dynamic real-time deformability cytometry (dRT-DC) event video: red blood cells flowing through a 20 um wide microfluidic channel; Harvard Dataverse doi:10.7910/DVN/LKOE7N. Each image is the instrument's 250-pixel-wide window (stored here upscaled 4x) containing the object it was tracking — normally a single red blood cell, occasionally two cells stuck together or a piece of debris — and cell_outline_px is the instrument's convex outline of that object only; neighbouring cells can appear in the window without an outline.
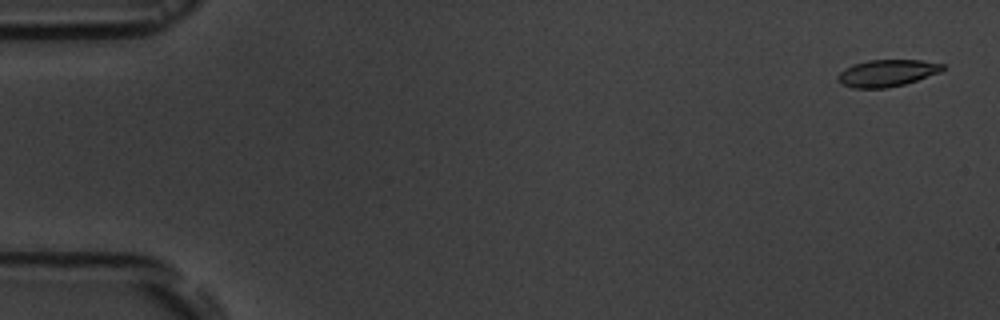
{"species": "common noctule bat (a hibernating species)", "species_latin": "Nyctalus noctula", "temperature_condition": "room temperature", "stored_images_in_passage": 7, "camera_frame_rate_fps": 3000, "um_per_image_px": 0.085, "animal": {"sex": "male", "body_mass_g": 19.5, "forearm_length_mm": 54.6}, "frame": {"image": 1, "passage_image": 1, "time_ms": 0.0, "image_size_px": [1000, 320], "cell_outline_px": [[948, 68], [940, 72], [904, 84], [884, 88], [852, 88], [840, 84], [836, 80], [836, 76], [844, 68], [852, 64], [868, 60], [920, 60], [944, 64]], "centroid_in_image_um": [75.36, 6.21], "position_along_channel_um": 9.6, "area_um2": 16.59}}
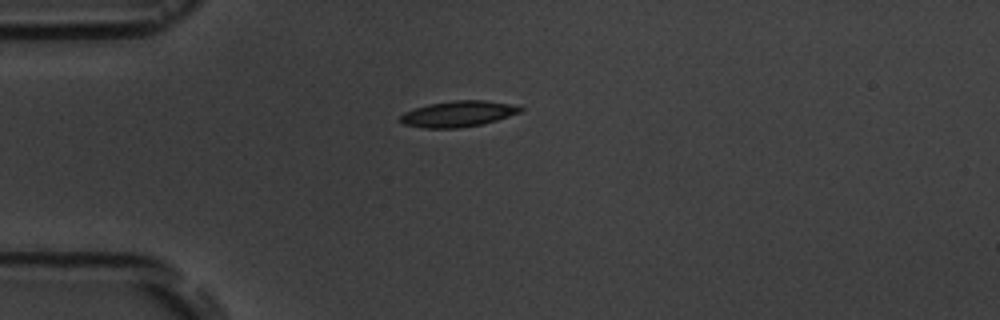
{"frame": {"image": 2, "passage_image": 5, "time_ms": 4.333, "image_size_px": [1000, 320], "cell_outline_px": [[524, 108], [520, 112], [496, 120], [480, 124], [456, 128], [424, 128], [404, 124], [400, 120], [400, 116], [404, 112], [428, 104], [456, 100], [484, 100], [512, 104]], "centroid_in_image_um": [38.93, 9.67], "position_along_channel_um": 46.1, "area_um2": 17.86}}
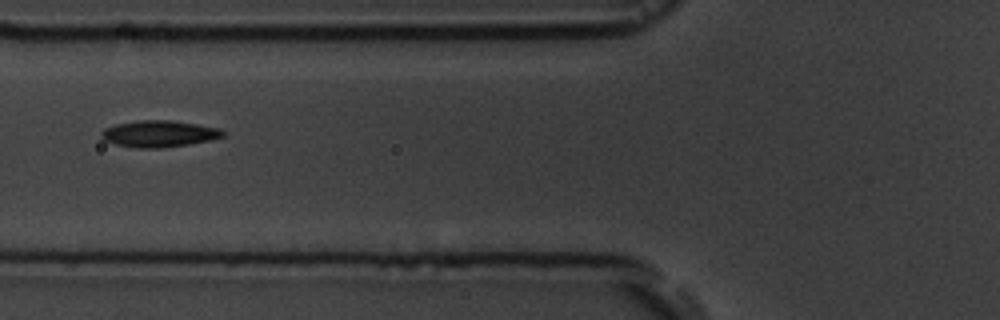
{"frame": {"image": 3, "passage_image": 7, "time_ms": 6.667, "image_size_px": [1000, 320], "cell_outline_px": [[224, 136], [208, 140], [188, 144], [160, 148], [136, 148], [116, 144], [104, 140], [100, 136], [100, 132], [104, 128], [116, 124], [136, 120], [172, 120], [220, 128], [224, 132]], "centroid_in_image_um": [13.47, 11.36], "position_along_channel_um": 112.3, "area_um2": 18.79}}